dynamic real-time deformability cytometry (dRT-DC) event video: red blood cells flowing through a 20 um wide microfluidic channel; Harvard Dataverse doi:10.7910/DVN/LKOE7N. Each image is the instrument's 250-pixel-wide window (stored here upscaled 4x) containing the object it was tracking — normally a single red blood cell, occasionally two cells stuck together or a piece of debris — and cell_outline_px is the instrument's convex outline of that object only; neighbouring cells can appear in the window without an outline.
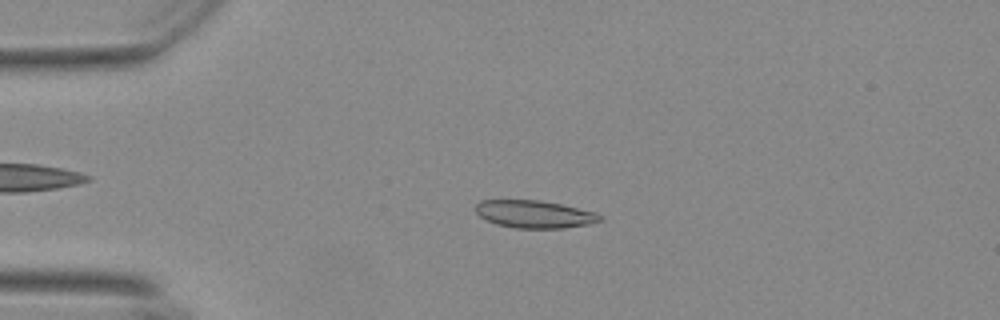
{"species": "Egyptian fruit bat (a non-hibernating species)", "species_latin": "Rousettus aegyptiacus", "temperature_condition": "warm", "stored_images_in_passage": 54, "camera_frame_rate_fps": 3000, "um_per_image_px": 0.085, "animal": {"sex": "female"}, "frame": {"image": 1, "passage_image": 12, "time_ms": 3.667, "image_size_px": [1000, 320], "cell_outline_px": [[604, 220], [588, 224], [564, 228], [516, 228], [496, 224], [480, 216], [476, 212], [476, 204], [480, 200], [540, 200], [560, 204], [596, 212], [604, 216]], "centroid_in_image_um": [45.47, 18.2], "position_along_channel_um": 39.5, "area_um2": 20.0}}
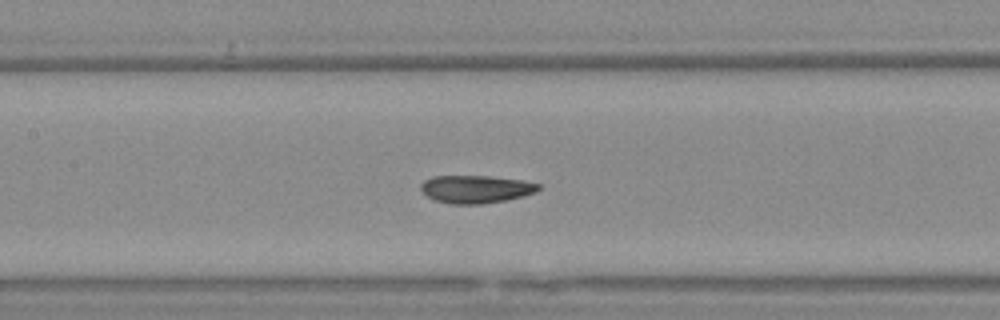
{"frame": {"image": 2, "passage_image": 25, "time_ms": 8.0, "image_size_px": [1000, 320], "cell_outline_px": [[540, 188], [536, 192], [524, 196], [484, 204], [452, 204], [436, 200], [428, 196], [420, 188], [420, 184], [424, 180], [432, 176], [488, 176], [524, 180], [540, 184]], "centroid_in_image_um": [40.47, 16.07], "position_along_channel_um": 166.9, "area_um2": 19.07}}
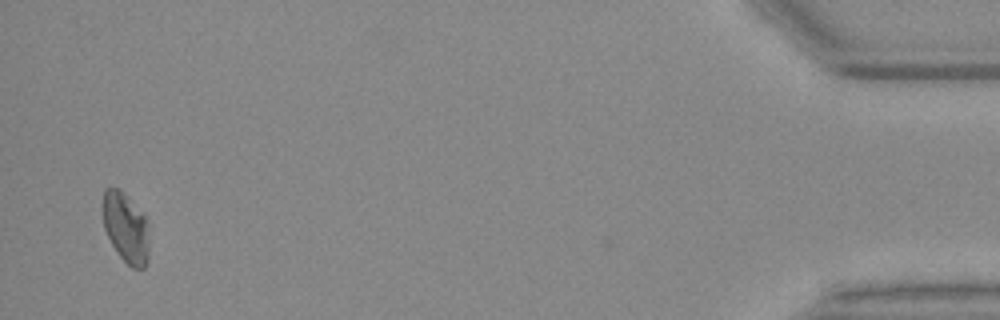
{"frame": {"image": 3, "passage_image": 53, "time_ms": 17.333, "image_size_px": [1000, 320], "cell_outline_px": [[148, 260], [144, 268], [132, 268], [116, 252], [104, 228], [104, 188], [116, 188], [144, 216], [148, 224]], "centroid_in_image_um": [10.71, 19.43], "position_along_channel_um": 424.5, "area_um2": 18.21}, "authors_computed_cell_mechanics": {"area_um2": 19.1318, "velocity_mm_per_s": 3.6717, "shape_relaxation_time_tau1_ms": null, "shape_relaxation_time_tau2_ms": 1.186, "deformation_change_tau1": null, "deformation_change_tau2": 0.0418}}